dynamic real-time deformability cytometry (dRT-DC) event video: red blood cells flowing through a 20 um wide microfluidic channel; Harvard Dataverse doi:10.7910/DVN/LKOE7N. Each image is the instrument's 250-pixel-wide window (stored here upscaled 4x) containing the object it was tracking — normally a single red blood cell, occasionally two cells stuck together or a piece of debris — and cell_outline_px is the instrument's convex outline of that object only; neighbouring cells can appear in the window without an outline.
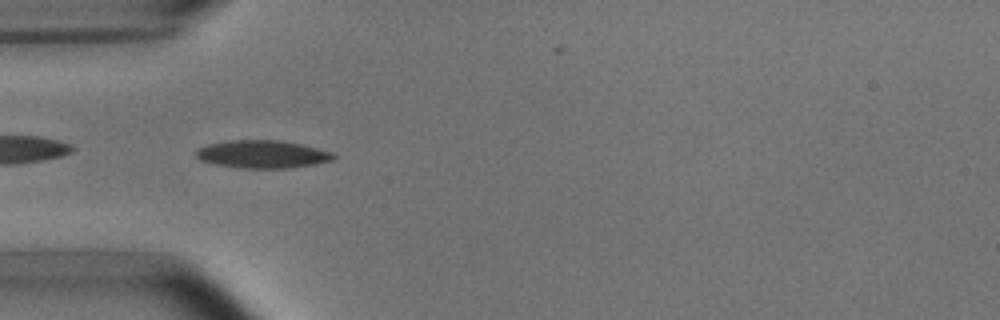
{"species": "common noctule bat (a hibernating species)", "species_latin": "Nyctalus noctula", "temperature_condition": "room temperature", "stored_images_in_passage": 38, "camera_frame_rate_fps": 3000, "um_per_image_px": 0.085, "animal": {"sex": "male", "body_mass_g": 15.6}, "frame": {"image": 1, "passage_image": 2, "time_ms": 0.333, "image_size_px": [1000, 320], "cell_outline_px": [[336, 156], [332, 160], [316, 164], [288, 168], [240, 168], [216, 164], [200, 160], [196, 156], [196, 148], [208, 144], [228, 140], [280, 140], [300, 144], [332, 152]], "centroid_in_image_um": [22.28, 13.1], "position_along_channel_um": 62.7, "area_um2": 22.25}}
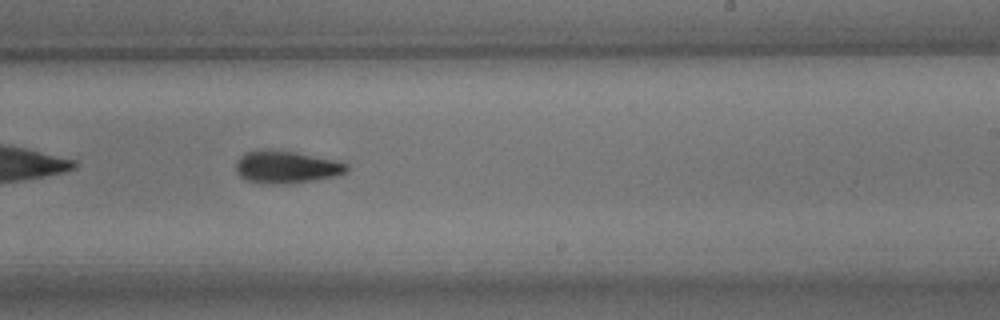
{"frame": {"image": 2, "passage_image": 18, "time_ms": 5.667, "image_size_px": [1000, 320], "cell_outline_px": [[348, 172], [340, 176], [292, 184], [260, 184], [244, 180], [236, 172], [236, 160], [244, 152], [296, 152], [336, 160], [348, 164]], "centroid_in_image_um": [24.39, 14.26], "position_along_channel_um": 264.6, "area_um2": 20.98}}
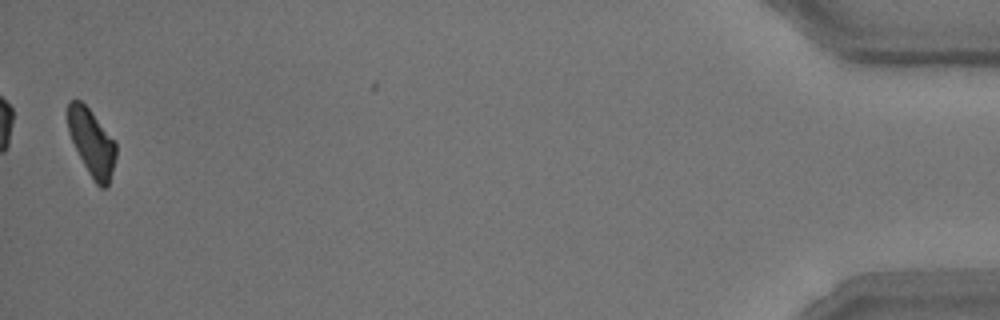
{"frame": {"image": 3, "passage_image": 38, "time_ms": 12.333, "image_size_px": [1000, 320], "cell_outline_px": [[116, 156], [108, 184], [104, 188], [100, 188], [96, 184], [88, 172], [68, 132], [68, 100], [80, 100], [92, 112], [116, 140]], "centroid_in_image_um": [7.81, 12.09], "position_along_channel_um": 427.4, "area_um2": 18.55}, "authors_computed_cell_mechanics": {"area_um2": 20.5768, "velocity_mm_per_s": 3.7953, "shape_relaxation_time_tau1_ms": 2.6338, "shape_relaxation_time_tau2_ms": 3.4315, "deformation_change_tau1": 0.1435, "deformation_change_tau2": 0.0993}}